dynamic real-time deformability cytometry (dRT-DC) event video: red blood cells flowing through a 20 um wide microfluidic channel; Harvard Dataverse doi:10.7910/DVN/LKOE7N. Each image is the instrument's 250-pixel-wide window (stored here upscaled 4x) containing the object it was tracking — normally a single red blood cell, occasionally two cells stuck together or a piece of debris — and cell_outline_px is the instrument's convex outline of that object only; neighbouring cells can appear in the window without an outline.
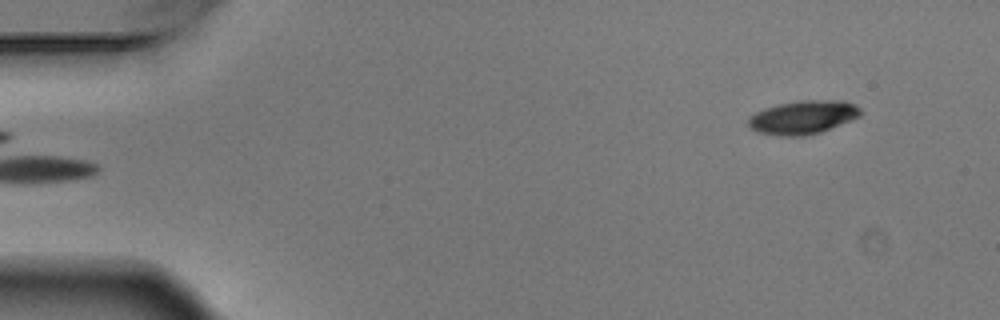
{"species": "Egyptian fruit bat (a non-hibernating species)", "species_latin": "Rousettus aegyptiacus", "temperature_condition": "warm", "stored_images_in_passage": 4, "camera_frame_rate_fps": 3000, "um_per_image_px": 0.085, "animal": {"sex": "male"}, "frame": {"image": 1, "passage_image": 4, "time_ms": 1.0, "image_size_px": [1000, 320], "cell_outline_px": [[860, 116], [820, 132], [804, 136], [780, 136], [760, 132], [752, 128], [748, 124], [748, 120], [756, 112], [764, 108], [776, 104], [800, 100], [844, 100], [856, 104], [860, 108]], "centroid_in_image_um": [68.27, 9.95], "position_along_channel_um": 16.7, "area_um2": 21.79}}